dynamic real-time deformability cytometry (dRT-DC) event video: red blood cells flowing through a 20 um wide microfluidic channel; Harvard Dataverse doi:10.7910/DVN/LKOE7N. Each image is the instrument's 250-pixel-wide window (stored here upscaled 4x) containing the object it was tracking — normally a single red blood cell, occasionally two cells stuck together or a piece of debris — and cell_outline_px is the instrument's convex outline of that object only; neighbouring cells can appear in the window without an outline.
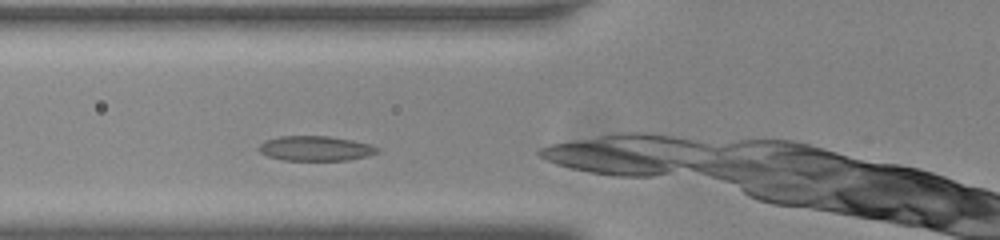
{"species": "common noctule bat (a hibernating species)", "species_latin": "Nyctalus noctula", "temperature_condition": "room temperature", "stored_images_in_passage": 7, "camera_frame_rate_fps": 3000, "um_per_image_px": 0.085, "animal": {"sex": "male", "body_mass_g": 20.0, "forearm_length_mm": 53.3}, "frame": {"image": 1, "passage_image": 3, "time_ms": 0.667, "image_size_px": [1000, 240], "cell_outline_px": [[380, 152], [348, 160], [284, 160], [268, 156], [260, 152], [256, 148], [264, 140], [280, 136], [328, 136], [352, 140], [368, 144], [380, 148]], "centroid_in_image_um": [26.78, 12.61], "position_along_channel_um": 99.0, "area_um2": 17.11}}